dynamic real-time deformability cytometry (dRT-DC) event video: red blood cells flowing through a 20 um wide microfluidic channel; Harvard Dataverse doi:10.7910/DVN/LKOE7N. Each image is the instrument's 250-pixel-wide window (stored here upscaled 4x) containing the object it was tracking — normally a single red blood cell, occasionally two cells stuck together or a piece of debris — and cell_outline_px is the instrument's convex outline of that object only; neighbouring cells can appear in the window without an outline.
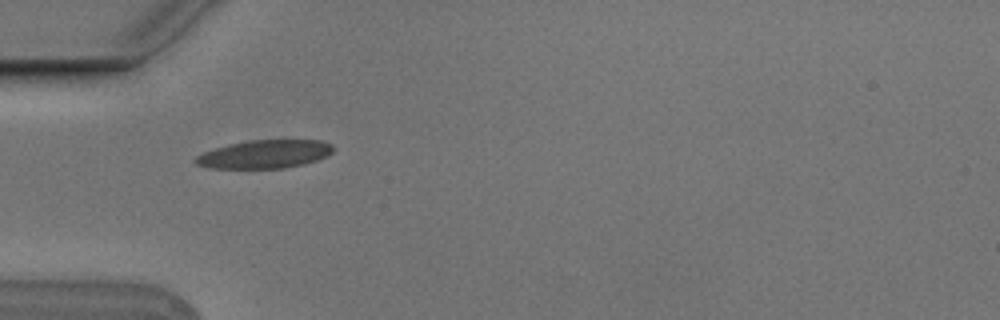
{"species": "Egyptian fruit bat (a non-hibernating species)", "species_latin": "Rousettus aegyptiacus", "temperature_condition": "cold", "stored_images_in_passage": 4, "camera_frame_rate_fps": 3000, "um_per_image_px": 0.085, "animal": {"sex": "male"}, "frame": {"image": 1, "passage_image": 2, "time_ms": 0.333, "image_size_px": [1000, 320], "cell_outline_px": [[336, 148], [328, 156], [304, 164], [284, 168], [208, 168], [196, 164], [192, 160], [196, 156], [204, 152], [228, 144], [248, 140], [320, 140], [332, 144]], "centroid_in_image_um": [22.51, 13.1], "position_along_channel_um": 62.5, "area_um2": 22.83}}
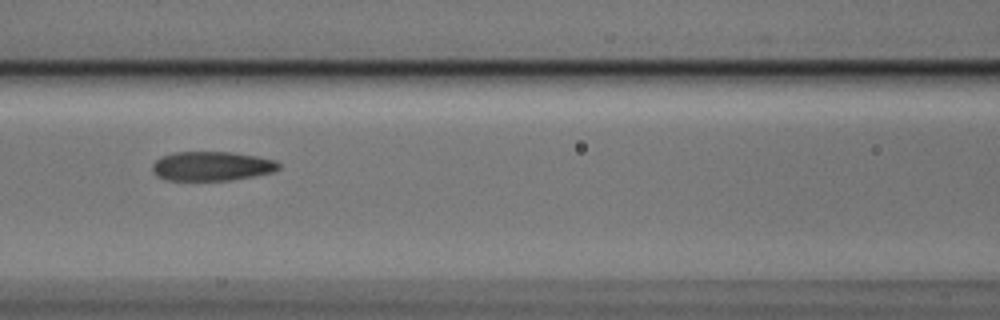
{"frame": {"image": 2, "passage_image": 4, "time_ms": 1.0, "image_size_px": [1000, 320], "cell_outline_px": [[280, 168], [272, 172], [232, 180], [164, 180], [156, 176], [152, 172], [152, 164], [160, 156], [172, 152], [232, 152], [256, 156], [276, 160], [280, 164]], "centroid_in_image_um": [17.96, 14.12], "position_along_channel_um": 148.6, "area_um2": 21.73}}